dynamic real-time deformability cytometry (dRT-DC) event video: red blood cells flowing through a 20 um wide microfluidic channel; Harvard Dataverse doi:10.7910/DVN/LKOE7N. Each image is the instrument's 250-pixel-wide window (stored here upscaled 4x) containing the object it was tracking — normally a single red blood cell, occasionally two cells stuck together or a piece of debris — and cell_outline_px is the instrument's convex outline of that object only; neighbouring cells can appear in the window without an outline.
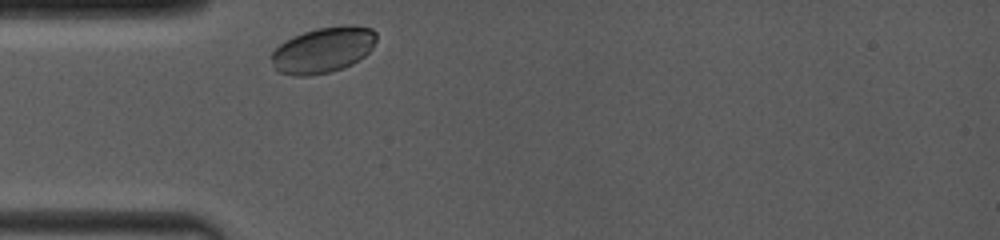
{"species": "common noctule bat (a hibernating species)", "species_latin": "Nyctalus noctula", "temperature_condition": "room temperature", "stored_images_in_passage": 1, "camera_frame_rate_fps": 4000, "um_per_image_px": 0.085, "animal": {"sex": "female", "body_mass_g": 19.0, "forearm_length_mm": 53.3}, "frame": {"image": 1, "passage_image": 1, "time_ms": 0.0, "image_size_px": [1000, 240], "cell_outline_px": [[376, 40], [372, 48], [364, 56], [352, 64], [328, 72], [308, 76], [296, 76], [280, 72], [276, 68], [272, 60], [272, 52], [280, 44], [292, 36], [316, 28], [344, 24], [352, 24], [372, 28], [376, 32]], "centroid_in_image_um": [27.49, 4.21], "position_along_channel_um": 57.5, "area_um2": 27.92}}